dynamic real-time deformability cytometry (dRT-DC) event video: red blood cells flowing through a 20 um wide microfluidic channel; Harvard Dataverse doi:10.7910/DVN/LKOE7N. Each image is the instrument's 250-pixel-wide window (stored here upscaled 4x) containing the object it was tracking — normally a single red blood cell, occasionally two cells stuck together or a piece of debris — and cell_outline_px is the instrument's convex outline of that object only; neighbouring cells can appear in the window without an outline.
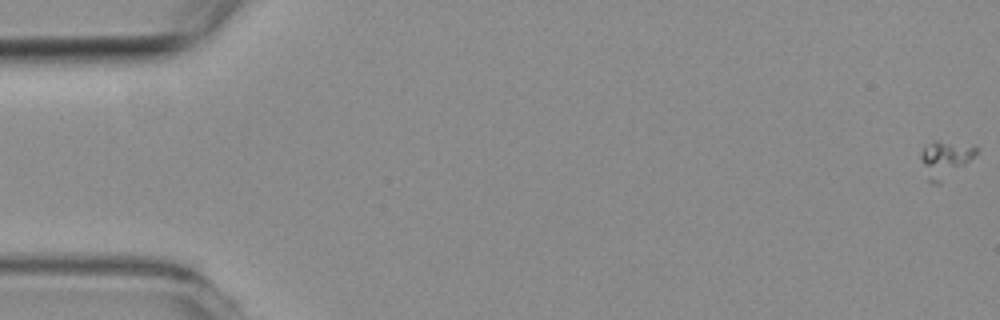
{"species": "common noctule bat (a hibernating species)", "species_latin": "Nyctalus noctula", "temperature_condition": "room temperature", "stored_images_in_passage": 4, "camera_frame_rate_fps": 3000, "um_per_image_px": 0.085, "animal": {"sex": "female", "body_mass_g": 19.3, "forearm_length_mm": 54.1}, "frame": {"image": 1, "passage_image": 1, "time_ms": 0.0, "image_size_px": [1000, 320], "cell_outline_px": [[976, 152], [964, 164], [940, 184], [932, 184], [928, 180], [920, 156], [924, 148], [936, 140], [976, 148]], "centroid_in_image_um": [80.26, 13.58], "position_along_channel_um": 4.7, "area_um2": 10.98}}